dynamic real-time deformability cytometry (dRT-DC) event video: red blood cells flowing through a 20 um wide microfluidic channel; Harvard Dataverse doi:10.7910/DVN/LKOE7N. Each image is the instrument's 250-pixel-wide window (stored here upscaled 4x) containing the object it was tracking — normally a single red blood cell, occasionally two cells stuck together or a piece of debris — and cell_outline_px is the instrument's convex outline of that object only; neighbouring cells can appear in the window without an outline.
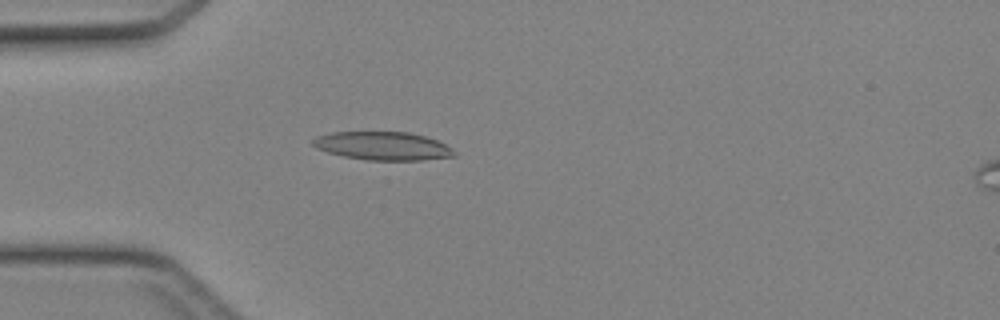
{"species": "Egyptian fruit bat (a non-hibernating species)", "species_latin": "Rousettus aegyptiacus", "temperature_condition": "cold", "stored_images_in_passage": 48, "camera_frame_rate_fps": 3000, "um_per_image_px": 0.085, "animal": {"sex": "female"}, "frame": {"image": 1, "passage_image": 15, "time_ms": 4.667, "image_size_px": [1000, 320], "cell_outline_px": [[456, 156], [424, 160], [368, 160], [344, 156], [328, 152], [316, 148], [312, 144], [312, 140], [316, 136], [332, 132], [408, 132], [424, 136], [436, 140], [452, 148], [456, 152]], "centroid_in_image_um": [32.54, 12.4], "position_along_channel_um": 52.5, "area_um2": 23.29}}
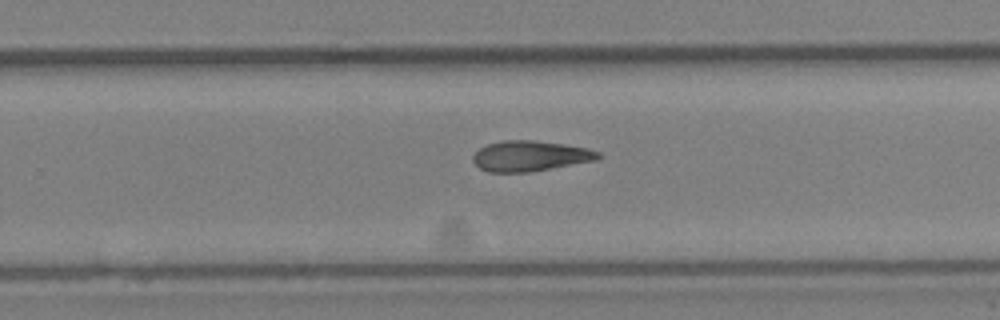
{"frame": {"image": 2, "passage_image": 32, "time_ms": 10.333, "image_size_px": [1000, 320], "cell_outline_px": [[600, 156], [596, 160], [528, 172], [488, 172], [480, 168], [472, 160], [472, 156], [484, 144], [504, 140], [532, 140], [564, 144], [588, 148], [600, 152]], "centroid_in_image_um": [45.03, 13.25], "position_along_channel_um": 284.8, "area_um2": 22.14}}
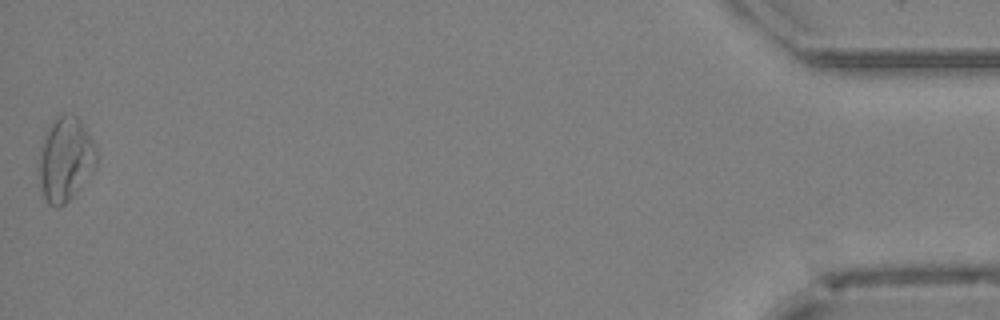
{"frame": {"image": 3, "passage_image": 48, "time_ms": 15.667, "image_size_px": [1000, 320], "cell_outline_px": [[96, 168], [72, 196], [64, 204], [56, 208], [48, 204], [44, 196], [36, 172], [36, 168], [40, 148], [44, 132], [56, 116], [64, 112], [72, 112], [80, 120], [96, 144]], "centroid_in_image_um": [5.52, 13.49], "position_along_channel_um": 429.7, "area_um2": 28.96}}